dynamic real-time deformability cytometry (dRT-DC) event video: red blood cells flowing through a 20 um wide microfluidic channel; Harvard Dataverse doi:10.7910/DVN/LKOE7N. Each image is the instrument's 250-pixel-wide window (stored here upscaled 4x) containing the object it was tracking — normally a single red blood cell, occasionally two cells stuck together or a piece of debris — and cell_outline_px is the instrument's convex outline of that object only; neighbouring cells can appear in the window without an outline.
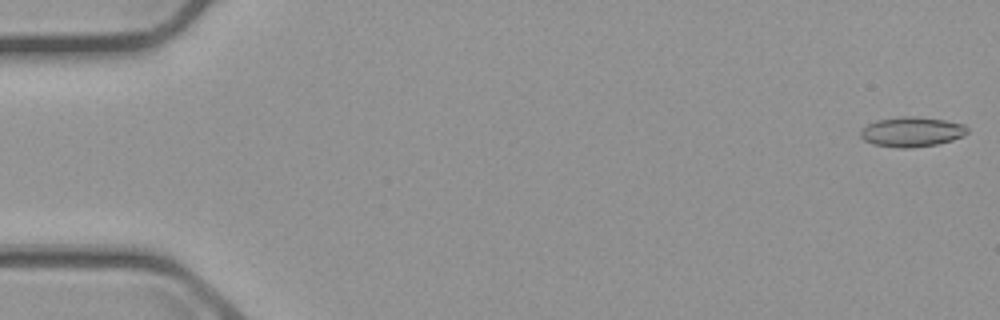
{"species": "common noctule bat (a hibernating species)", "species_latin": "Nyctalus noctula", "temperature_condition": "cold", "stored_images_in_passage": 4, "camera_frame_rate_fps": 3000, "um_per_image_px": 0.085, "animal": {"sex": "male", "body_mass_g": 23.1, "forearm_length_mm": 52.7}, "frame": {"image": 1, "passage_image": 1, "time_ms": 0.0, "image_size_px": [1000, 320], "cell_outline_px": [[968, 132], [964, 136], [952, 140], [936, 144], [912, 148], [896, 148], [876, 144], [864, 140], [860, 136], [860, 132], [868, 124], [876, 120], [900, 116], [912, 116], [944, 120], [964, 124], [968, 128]], "centroid_in_image_um": [77.52, 11.2], "position_along_channel_um": 7.5, "area_um2": 18.55}}